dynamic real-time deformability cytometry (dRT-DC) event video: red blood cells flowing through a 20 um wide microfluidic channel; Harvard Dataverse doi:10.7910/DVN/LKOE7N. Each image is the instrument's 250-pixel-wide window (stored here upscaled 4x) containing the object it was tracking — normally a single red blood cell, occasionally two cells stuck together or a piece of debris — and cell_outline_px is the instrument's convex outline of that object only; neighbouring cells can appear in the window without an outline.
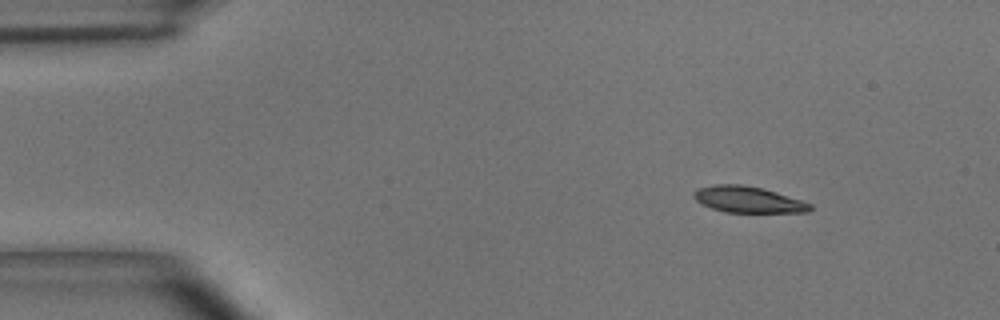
{"species": "common noctule bat (a hibernating species)", "species_latin": "Nyctalus noctula", "temperature_condition": "room temperature", "stored_images_in_passage": 3, "camera_frame_rate_fps": 3000, "um_per_image_px": 0.085, "animal": {"sex": "male", "body_mass_g": 15.6}, "frame": {"image": 1, "passage_image": 1, "time_ms": 0.0, "image_size_px": [1000, 320], "cell_outline_px": [[812, 208], [808, 212], [724, 212], [712, 208], [696, 200], [692, 196], [692, 192], [696, 188], [712, 184], [740, 184], [764, 188], [812, 204]], "centroid_in_image_um": [63.54, 16.95], "position_along_channel_um": 21.5, "area_um2": 17.8}}